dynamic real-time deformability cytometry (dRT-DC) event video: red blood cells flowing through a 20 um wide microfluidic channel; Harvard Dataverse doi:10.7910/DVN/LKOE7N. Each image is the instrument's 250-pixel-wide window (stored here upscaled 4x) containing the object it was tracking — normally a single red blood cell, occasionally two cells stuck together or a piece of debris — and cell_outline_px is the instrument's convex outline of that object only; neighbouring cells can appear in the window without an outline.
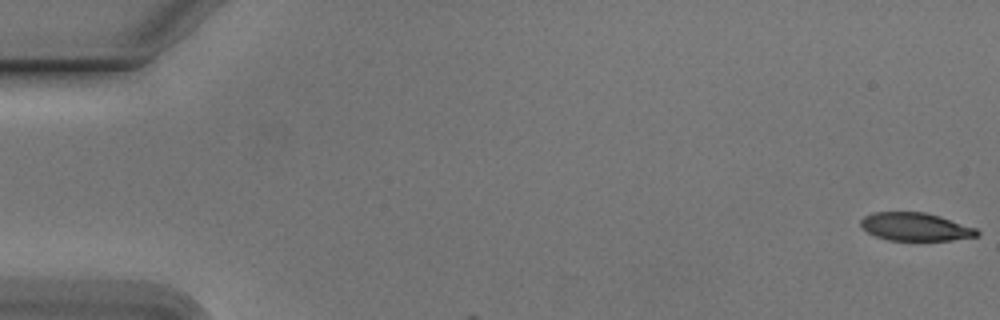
{"species": "Egyptian fruit bat (a non-hibernating species)", "species_latin": "Rousettus aegyptiacus", "temperature_condition": "cold", "stored_images_in_passage": 5, "camera_frame_rate_fps": 3000, "um_per_image_px": 0.085, "animal": {"sex": "male"}, "frame": {"image": 1, "passage_image": 1, "time_ms": 0.0, "image_size_px": [1000, 320], "cell_outline_px": [[980, 236], [952, 240], [888, 240], [876, 236], [868, 232], [860, 224], [860, 220], [864, 216], [872, 212], [924, 212], [940, 216], [976, 228], [980, 232]], "centroid_in_image_um": [77.83, 19.27], "position_along_channel_um": 7.2, "area_um2": 19.02}}